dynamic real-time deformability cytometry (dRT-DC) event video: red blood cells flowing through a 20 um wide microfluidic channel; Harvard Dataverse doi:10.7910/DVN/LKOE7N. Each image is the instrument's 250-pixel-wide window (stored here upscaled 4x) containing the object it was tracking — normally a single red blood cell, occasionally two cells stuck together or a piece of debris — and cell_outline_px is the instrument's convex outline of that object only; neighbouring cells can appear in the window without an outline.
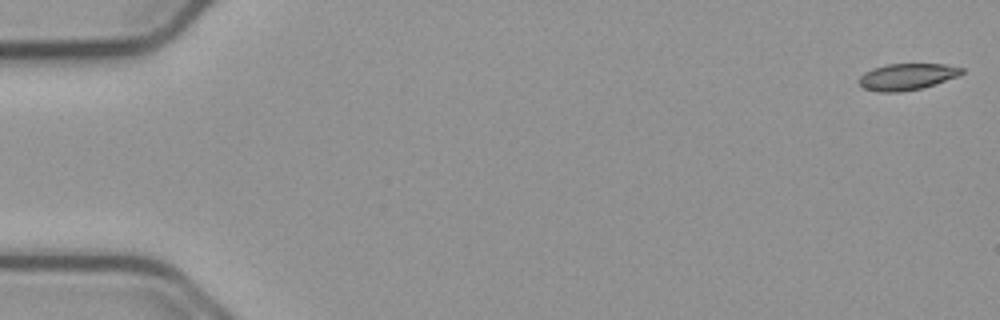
{"species": "common noctule bat (a hibernating species)", "species_latin": "Nyctalus noctula", "temperature_condition": "cold", "stored_images_in_passage": 55, "camera_frame_rate_fps": 3000, "um_per_image_px": 0.085, "animal": {"sex": "male", "body_mass_g": 23.1, "forearm_length_mm": 52.7}, "frame": {"image": 1, "passage_image": 1, "time_ms": 0.0, "image_size_px": [1000, 320], "cell_outline_px": [[964, 72], [960, 76], [924, 88], [900, 92], [876, 92], [864, 88], [856, 80], [864, 72], [872, 68], [888, 64], [944, 64], [964, 68]], "centroid_in_image_um": [77.1, 6.53], "position_along_channel_um": 7.9, "area_um2": 16.18}}
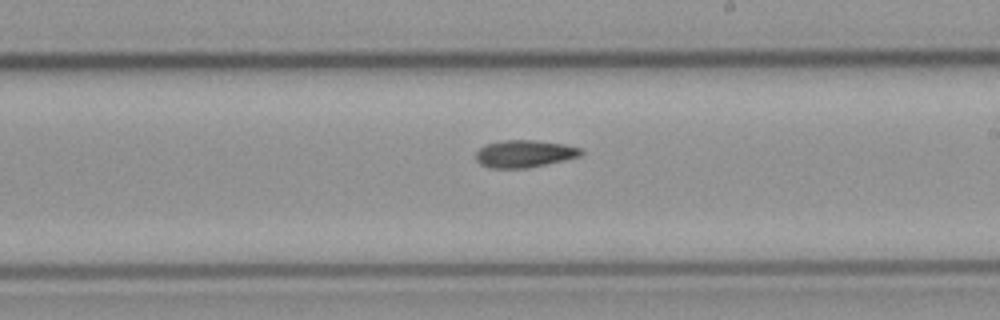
{"frame": {"image": 2, "passage_image": 32, "time_ms": 10.333, "image_size_px": [1000, 320], "cell_outline_px": [[584, 152], [580, 156], [564, 160], [528, 168], [492, 168], [480, 164], [476, 160], [476, 152], [484, 144], [504, 140], [536, 140], [564, 144], [580, 148]], "centroid_in_image_um": [44.56, 13.06], "position_along_channel_um": 244.4, "area_um2": 16.76}}
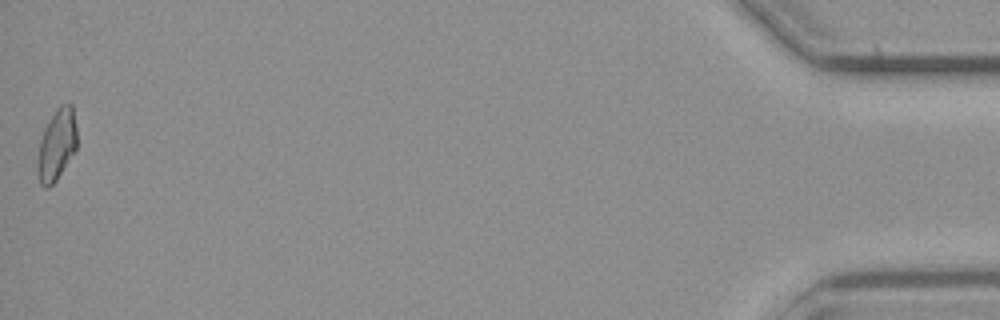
{"frame": {"image": 3, "passage_image": 55, "time_ms": 18.0, "image_size_px": [1000, 320], "cell_outline_px": [[76, 148], [56, 180], [48, 188], [44, 188], [40, 184], [36, 172], [36, 164], [40, 140], [44, 128], [48, 120], [60, 104], [68, 100], [72, 104], [76, 128]], "centroid_in_image_um": [4.79, 12.29], "position_along_channel_um": 430.4, "area_um2": 16.53}, "authors_computed_cell_mechanics": {"area_um2": 16.5308, "velocity_mm_per_s": 3.7515, "shape_relaxation_time_tau1_ms": 11.0039, "shape_relaxation_time_tau2_ms": null, "deformation_change_tau1": 0.2029, "deformation_change_tau2": null}}